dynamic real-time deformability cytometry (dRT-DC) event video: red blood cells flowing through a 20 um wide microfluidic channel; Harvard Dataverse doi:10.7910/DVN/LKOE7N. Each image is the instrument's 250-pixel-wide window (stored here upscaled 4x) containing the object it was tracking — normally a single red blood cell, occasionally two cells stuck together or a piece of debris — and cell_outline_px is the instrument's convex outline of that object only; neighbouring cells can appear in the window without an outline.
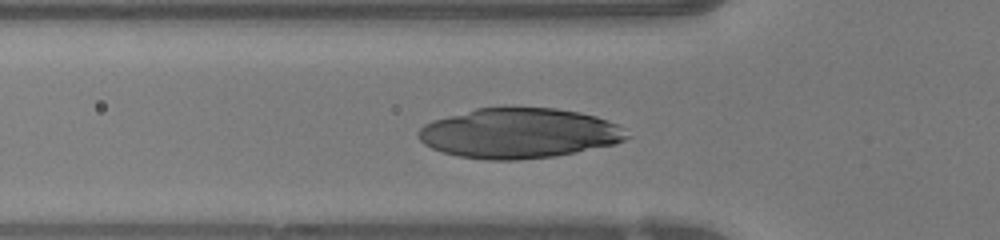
{"species": "human", "species_latin": "Homo sapiens", "temperature_condition": "warm", "stored_images_in_passage": 39, "camera_frame_rate_fps": 3000, "um_per_image_px": 0.085, "donor": {"sex": "female"}, "frame": {"image": 1, "passage_image": 10, "time_ms": 3.0, "image_size_px": [1000, 240], "cell_outline_px": [[632, 136], [616, 144], [556, 156], [516, 160], [488, 160], [460, 156], [444, 152], [432, 148], [424, 144], [416, 136], [416, 132], [424, 124], [432, 120], [476, 108], [556, 108], [580, 112], [596, 116], [608, 120], [624, 128]], "centroid_in_image_um": [44.13, 11.33], "position_along_channel_um": 81.7, "area_um2": 60.98}}
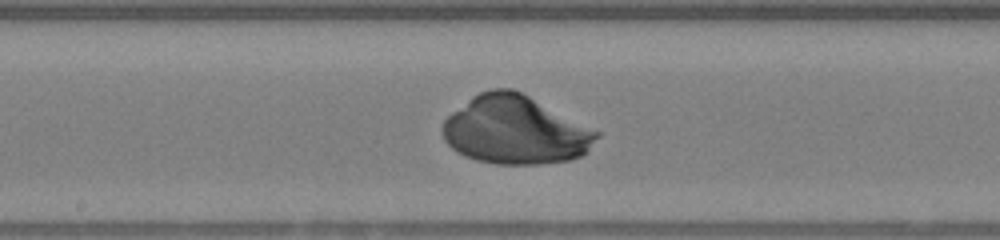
{"frame": {"image": 2, "passage_image": 19, "time_ms": 6.0, "image_size_px": [1000, 240], "cell_outline_px": [[600, 136], [588, 152], [572, 160], [540, 164], [496, 164], [476, 160], [464, 156], [456, 152], [444, 140], [440, 128], [444, 120], [452, 112], [472, 96], [480, 92], [492, 88], [512, 88], [600, 132]], "centroid_in_image_um": [43.78, 11.08], "position_along_channel_um": 204.4, "area_um2": 61.44}}
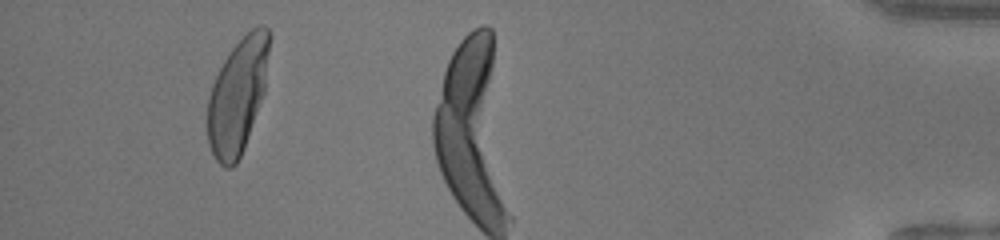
{"frame": {"image": 3, "passage_image": 36, "time_ms": 11.667, "image_size_px": [1000, 240], "cell_outline_px": [[272, 36], [264, 92], [244, 148], [236, 164], [232, 168], [224, 168], [216, 160], [208, 144], [208, 96], [212, 84], [224, 60], [232, 48], [256, 24], [264, 24], [268, 28]], "centroid_in_image_um": [20.22, 8.1], "position_along_channel_um": 415.0, "area_um2": 41.56}}